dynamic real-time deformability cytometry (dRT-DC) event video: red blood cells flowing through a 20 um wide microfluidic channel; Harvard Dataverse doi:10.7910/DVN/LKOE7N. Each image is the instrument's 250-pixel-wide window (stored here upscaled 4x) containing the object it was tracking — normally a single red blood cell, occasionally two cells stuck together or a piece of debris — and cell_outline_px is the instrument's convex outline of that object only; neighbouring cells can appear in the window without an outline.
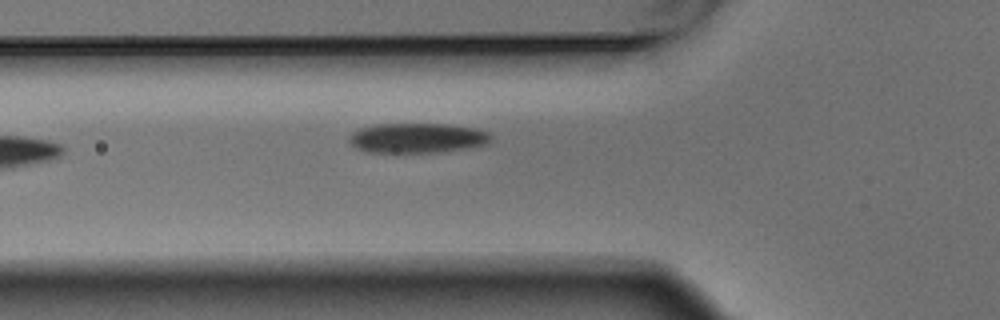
{"species": "Egyptian fruit bat (a non-hibernating species)", "species_latin": "Rousettus aegyptiacus", "temperature_condition": "warm", "stored_images_in_passage": 2, "camera_frame_rate_fps": 3000, "um_per_image_px": 0.085, "animal": {"sex": "male"}, "frame": {"image": 1, "passage_image": 2, "time_ms": 0.333, "image_size_px": [1000, 320], "cell_outline_px": [[492, 136], [488, 144], [464, 148], [436, 152], [364, 152], [356, 148], [348, 140], [348, 136], [360, 128], [372, 124], [444, 124], [476, 128], [488, 132]], "centroid_in_image_um": [35.43, 11.72], "position_along_channel_um": 90.4, "area_um2": 24.62}}